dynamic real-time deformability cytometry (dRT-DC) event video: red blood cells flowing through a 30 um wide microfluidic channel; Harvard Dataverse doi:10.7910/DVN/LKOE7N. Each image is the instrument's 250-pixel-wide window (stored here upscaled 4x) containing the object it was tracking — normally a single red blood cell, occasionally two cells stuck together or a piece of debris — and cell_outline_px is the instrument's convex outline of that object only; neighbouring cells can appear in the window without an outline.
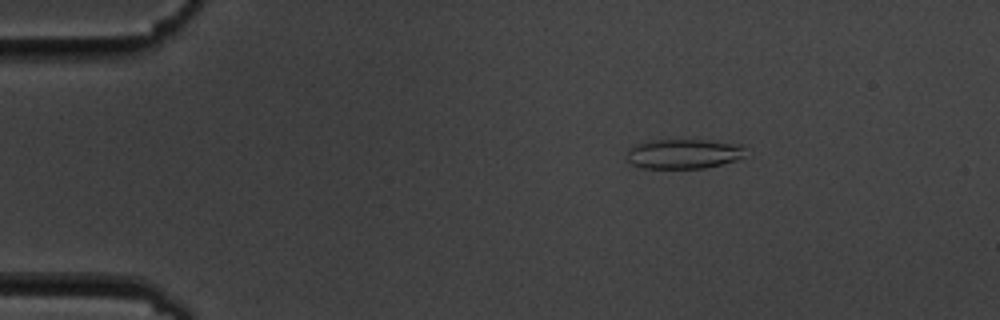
{"species": "common noctule bat (a hibernating species)", "species_latin": "Nyctalus noctula", "temperature_condition": "cold", "stored_images_in_passage": 5, "camera_frame_rate_fps": 3000, "um_per_image_px": 0.085, "animal": {"sex": "male", "body_mass_g": 19.5, "forearm_length_mm": 54.6}, "frame": {"image": 1, "passage_image": 3, "time_ms": 2.667, "image_size_px": [1000, 320], "cell_outline_px": [[744, 156], [736, 160], [704, 168], [644, 168], [632, 164], [628, 160], [628, 148], [632, 144], [648, 140], [704, 140], [744, 144]], "centroid_in_image_um": [58.09, 13.06], "position_along_channel_um": 26.9, "area_um2": 20.63}}